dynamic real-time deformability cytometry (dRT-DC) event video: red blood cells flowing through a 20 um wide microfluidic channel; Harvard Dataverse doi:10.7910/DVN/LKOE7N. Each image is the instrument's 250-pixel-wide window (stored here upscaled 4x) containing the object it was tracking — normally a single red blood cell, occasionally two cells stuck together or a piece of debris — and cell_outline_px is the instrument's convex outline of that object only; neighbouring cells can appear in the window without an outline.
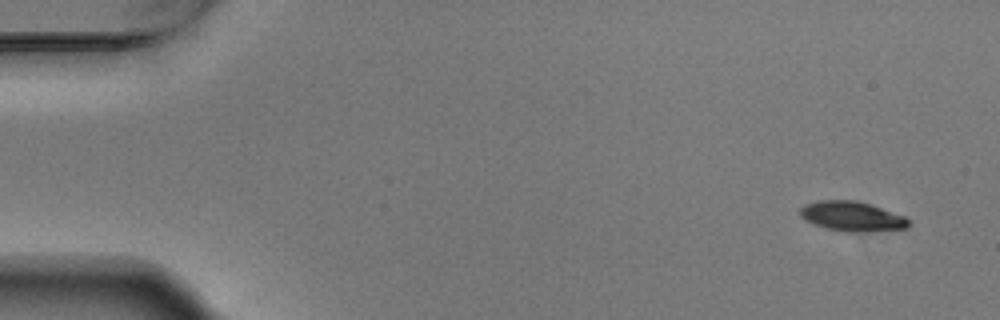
{"species": "Egyptian fruit bat (a non-hibernating species)", "species_latin": "Rousettus aegyptiacus", "temperature_condition": "warm", "stored_images_in_passage": 6, "camera_frame_rate_fps": 3000, "um_per_image_px": 0.085, "animal": {"sex": "male"}, "frame": {"image": 1, "passage_image": 1, "time_ms": 0.0, "image_size_px": [1000, 320], "cell_outline_px": [[908, 228], [852, 232], [844, 232], [828, 228], [816, 224], [800, 216], [800, 208], [804, 204], [820, 200], [856, 200], [872, 204], [904, 216], [908, 220]], "centroid_in_image_um": [72.41, 18.37], "position_along_channel_um": 12.6, "area_um2": 18.55}}
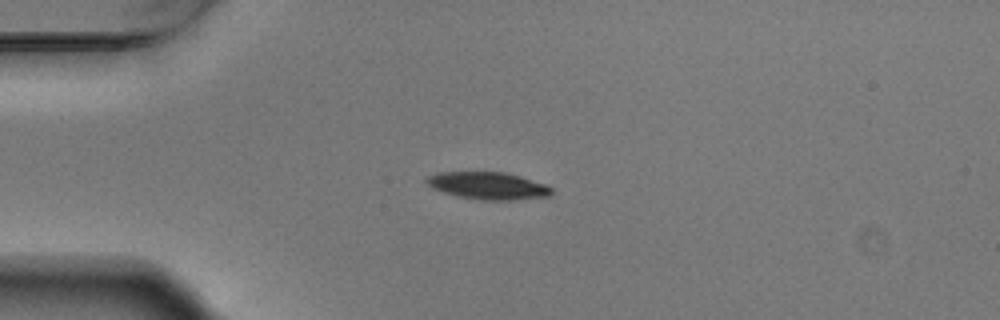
{"frame": {"image": 2, "passage_image": 4, "time_ms": 1.0, "image_size_px": [1000, 320], "cell_outline_px": [[552, 192], [548, 196], [512, 200], [480, 200], [456, 196], [432, 188], [424, 180], [428, 176], [440, 172], [504, 172], [520, 176], [544, 184], [552, 188]], "centroid_in_image_um": [41.45, 15.79], "position_along_channel_um": 43.5, "area_um2": 19.77}}
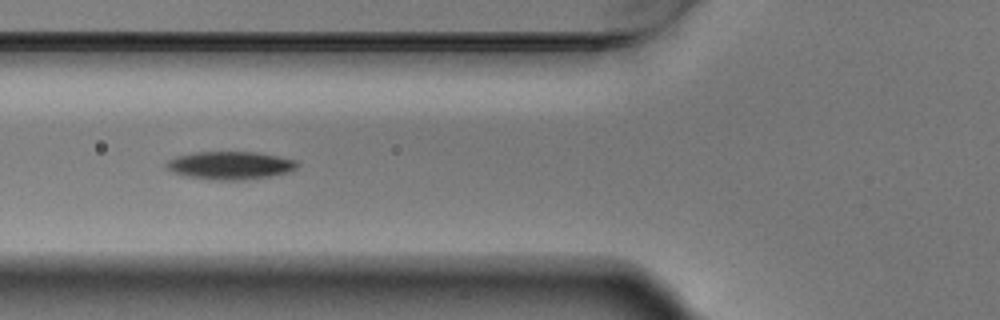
{"frame": {"image": 3, "passage_image": 6, "time_ms": 1.667, "image_size_px": [1000, 320], "cell_outline_px": [[300, 164], [296, 168], [288, 172], [268, 176], [236, 180], [220, 180], [188, 176], [172, 172], [164, 164], [168, 160], [176, 156], [196, 152], [256, 152], [296, 160]], "centroid_in_image_um": [19.56, 14.04], "position_along_channel_um": 106.2, "area_um2": 20.98}}